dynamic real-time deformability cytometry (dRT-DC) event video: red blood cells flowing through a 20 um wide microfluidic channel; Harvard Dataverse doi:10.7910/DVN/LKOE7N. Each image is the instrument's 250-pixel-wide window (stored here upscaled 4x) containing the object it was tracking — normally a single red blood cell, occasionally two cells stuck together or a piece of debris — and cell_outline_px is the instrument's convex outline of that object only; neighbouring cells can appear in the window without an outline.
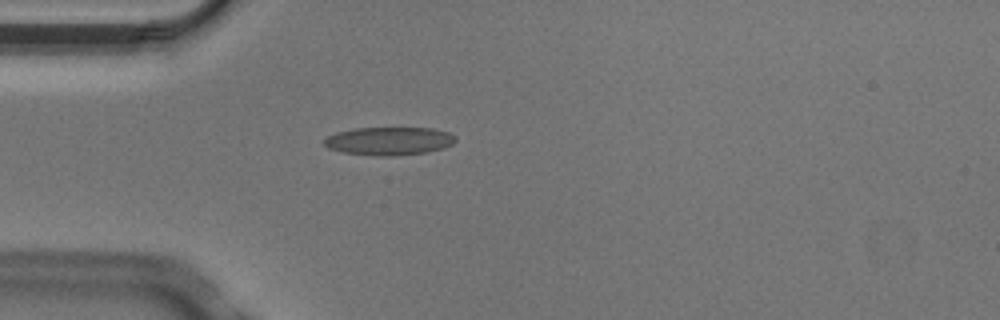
{"species": "Egyptian fruit bat (a non-hibernating species)", "species_latin": "Rousettus aegyptiacus", "temperature_condition": "cold", "stored_images_in_passage": 1, "camera_frame_rate_fps": 3000, "um_per_image_px": 0.085, "animal": {"sex": "male"}, "frame": {"image": 1, "passage_image": 1, "time_ms": 0.0, "image_size_px": [1000, 320], "cell_outline_px": [[456, 140], [452, 144], [444, 148], [424, 152], [392, 156], [380, 156], [344, 152], [328, 148], [324, 144], [324, 140], [328, 136], [336, 132], [356, 128], [432, 128], [448, 132], [456, 136]], "centroid_in_image_um": [33.08, 11.98], "position_along_channel_um": 51.9, "area_um2": 21.39}}